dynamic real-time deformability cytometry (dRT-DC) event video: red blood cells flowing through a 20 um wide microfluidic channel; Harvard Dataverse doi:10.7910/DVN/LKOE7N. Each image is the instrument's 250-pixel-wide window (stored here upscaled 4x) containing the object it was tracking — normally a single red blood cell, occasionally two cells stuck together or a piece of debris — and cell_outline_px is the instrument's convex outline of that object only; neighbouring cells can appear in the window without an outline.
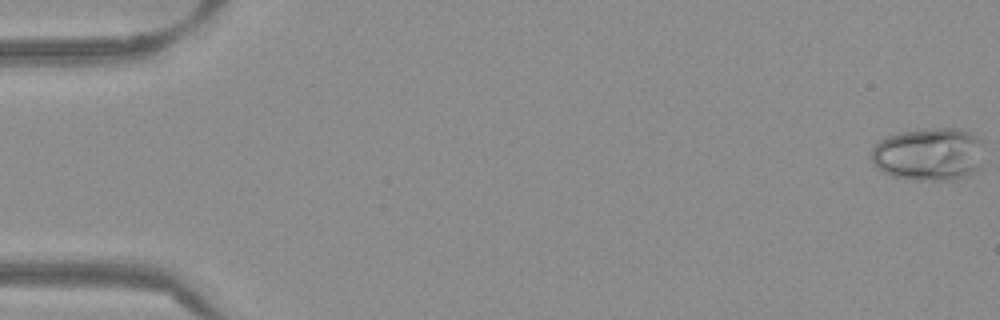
{"species": "Egyptian fruit bat (a non-hibernating species)", "species_latin": "Rousettus aegyptiacus", "temperature_condition": "warm", "stored_images_in_passage": 54, "camera_frame_rate_fps": 3000, "um_per_image_px": 0.085, "frame": {"image": 1, "passage_image": 1, "time_ms": 0.0, "image_size_px": [1000, 320], "cell_outline_px": [[980, 168], [968, 176], [952, 180], [928, 180], [892, 176], [884, 172], [872, 160], [872, 148], [880, 140], [888, 136], [900, 132], [928, 128], [956, 128], [968, 132], [976, 136], [980, 140]], "centroid_in_image_um": [78.95, 13.1], "position_along_channel_um": 6.0, "area_um2": 34.33}}
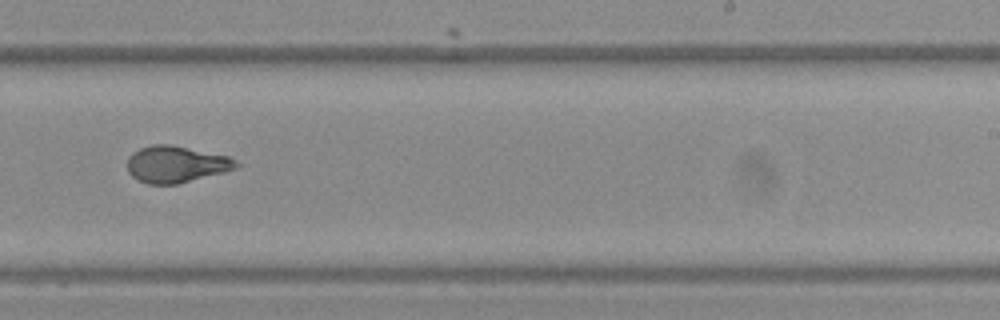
{"frame": {"image": 2, "passage_image": 34, "time_ms": 11.0, "image_size_px": [1000, 320], "cell_outline_px": [[240, 164], [236, 168], [224, 172], [176, 184], [148, 184], [132, 176], [128, 172], [128, 156], [132, 152], [140, 148], [152, 144], [172, 144], [228, 156], [236, 160]], "centroid_in_image_um": [14.96, 13.95], "position_along_channel_um": 274.0, "area_um2": 23.24}}
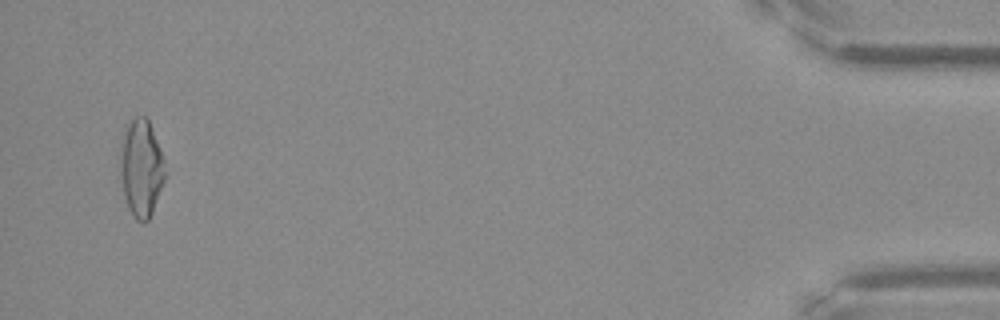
{"frame": {"image": 3, "passage_image": 52, "time_ms": 17.0, "image_size_px": [1000, 320], "cell_outline_px": [[164, 180], [152, 212], [148, 220], [144, 224], [136, 220], [128, 208], [124, 196], [120, 176], [120, 156], [124, 128], [136, 116], [144, 116], [148, 120], [160, 148], [164, 160]], "centroid_in_image_um": [11.98, 14.31], "position_along_channel_um": 423.2, "area_um2": 25.2}, "authors_computed_cell_mechanics": {"area_um2": 23.698, "velocity_mm_per_s": 3.8472, "shape_relaxation_time_tau1_ms": 6.7056, "shape_relaxation_time_tau2_ms": 0.9081, "deformation_change_tau1": 0.2117, "deformation_change_tau2": 0.0711}}